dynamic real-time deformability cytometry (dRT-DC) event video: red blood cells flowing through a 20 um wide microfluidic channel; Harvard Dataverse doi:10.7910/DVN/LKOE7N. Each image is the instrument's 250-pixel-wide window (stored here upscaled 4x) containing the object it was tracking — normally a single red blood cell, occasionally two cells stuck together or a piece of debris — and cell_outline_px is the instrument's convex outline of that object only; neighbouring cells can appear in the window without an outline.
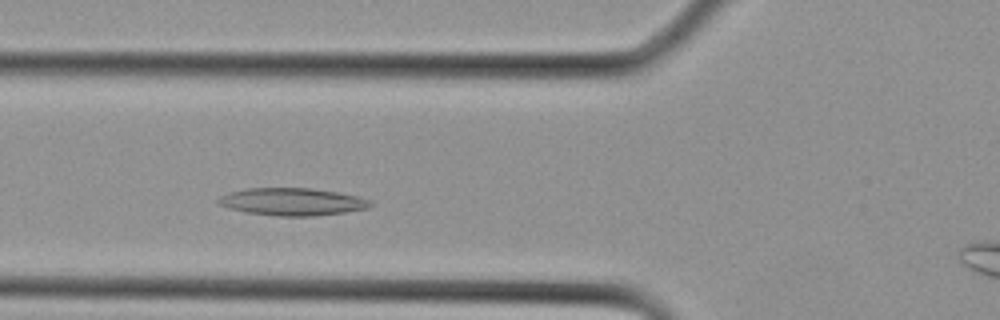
{"species": "Egyptian fruit bat (a non-hibernating species)", "species_latin": "Rousettus aegyptiacus", "temperature_condition": "cold", "stored_images_in_passage": 24, "camera_frame_rate_fps": 3000, "um_per_image_px": 0.085, "animal": {"sex": "female"}, "frame": {"image": 1, "passage_image": 6, "time_ms": 1.667, "image_size_px": [1000, 320], "cell_outline_px": [[372, 204], [368, 208], [344, 212], [316, 216], [276, 216], [244, 212], [228, 208], [220, 204], [216, 200], [220, 196], [228, 192], [248, 188], [312, 188], [336, 192], [356, 196], [372, 200]], "centroid_in_image_um": [24.82, 17.15], "position_along_channel_um": 101.0, "area_um2": 24.39}}
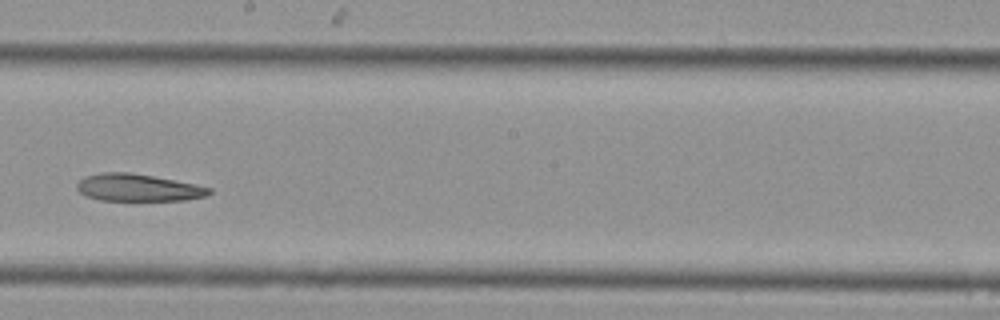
{"frame": {"image": 2, "passage_image": 12, "time_ms": 3.667, "image_size_px": [1000, 320], "cell_outline_px": [[212, 192], [208, 196], [184, 200], [100, 200], [84, 196], [76, 188], [76, 184], [84, 176], [100, 172], [128, 172], [152, 176], [212, 188]], "centroid_in_image_um": [11.69, 15.95], "position_along_channel_um": 236.5, "area_um2": 20.92}}
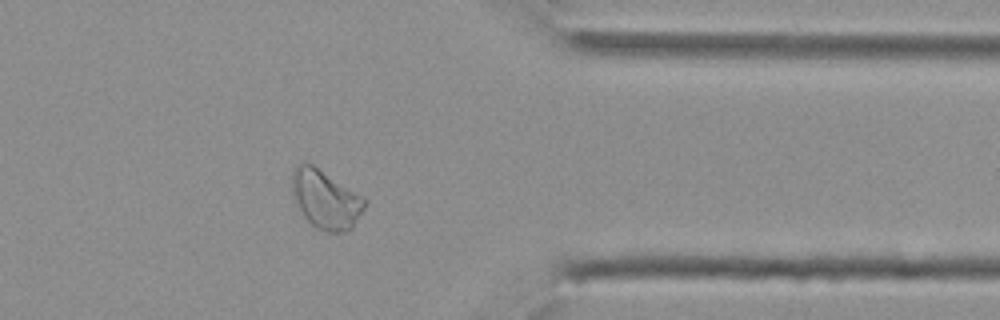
{"frame": {"image": 3, "passage_image": 19, "time_ms": 6.0, "image_size_px": [1000, 320], "cell_outline_px": [[368, 200], [364, 208], [352, 228], [344, 232], [328, 232], [316, 228], [304, 216], [292, 196], [292, 168], [304, 160], [312, 164]], "centroid_in_image_um": [27.65, 16.93], "position_along_channel_um": 383.7, "area_um2": 24.74}}